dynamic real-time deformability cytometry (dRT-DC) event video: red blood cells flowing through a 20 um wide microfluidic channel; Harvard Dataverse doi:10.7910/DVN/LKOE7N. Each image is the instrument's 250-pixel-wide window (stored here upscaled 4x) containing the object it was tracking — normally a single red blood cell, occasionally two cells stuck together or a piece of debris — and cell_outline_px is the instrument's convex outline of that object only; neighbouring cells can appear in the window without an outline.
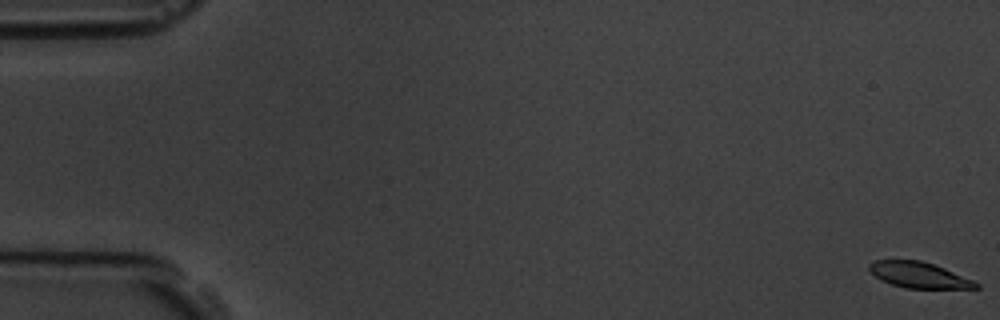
{"species": "common noctule bat (a hibernating species)", "species_latin": "Nyctalus noctula", "temperature_condition": "room temperature", "stored_images_in_passage": 6, "camera_frame_rate_fps": 3000, "um_per_image_px": 0.085, "animal": {"sex": "male", "body_mass_g": 19.5, "forearm_length_mm": 54.6}, "frame": {"image": 1, "passage_image": 1, "time_ms": 0.0, "image_size_px": [1000, 320], "cell_outline_px": [[980, 288], [908, 288], [892, 284], [880, 280], [868, 268], [868, 264], [872, 260], [920, 260], [944, 268], [972, 280], [980, 284]], "centroid_in_image_um": [78.08, 23.37], "position_along_channel_um": 6.9, "area_um2": 15.84}}
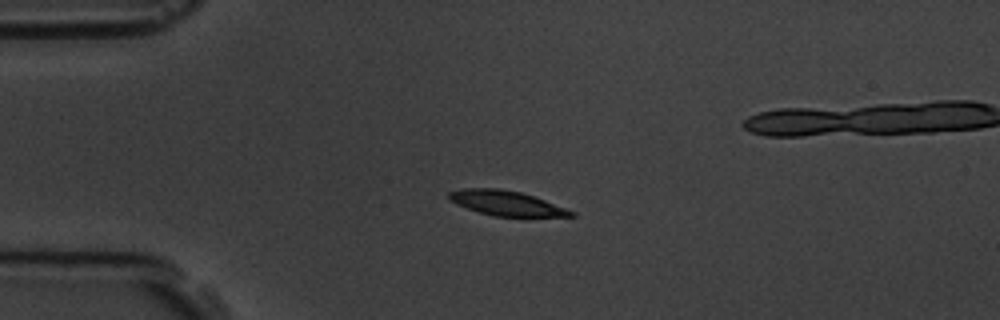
{"frame": {"image": 2, "passage_image": 4, "time_ms": 4.667, "image_size_px": [1000, 320], "cell_outline_px": [[576, 216], [492, 216], [456, 204], [448, 200], [448, 192], [460, 188], [500, 188], [520, 192], [544, 200], [576, 212]], "centroid_in_image_um": [42.98, 17.25], "position_along_channel_um": 42.0, "area_um2": 17.51}}